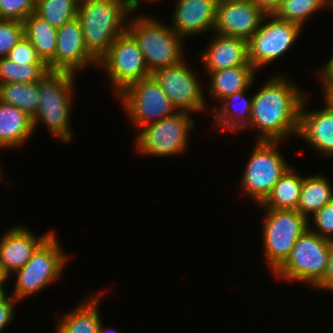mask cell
I'll return each mask as SVG.
<instances>
[{"label": "cell", "instance_id": "cell-5", "mask_svg": "<svg viewBox=\"0 0 333 333\" xmlns=\"http://www.w3.org/2000/svg\"><path fill=\"white\" fill-rule=\"evenodd\" d=\"M59 245L55 233L52 232L37 247L28 262L14 273L17 281L12 296L17 301L35 295L61 276L68 258Z\"/></svg>", "mask_w": 333, "mask_h": 333}, {"label": "cell", "instance_id": "cell-27", "mask_svg": "<svg viewBox=\"0 0 333 333\" xmlns=\"http://www.w3.org/2000/svg\"><path fill=\"white\" fill-rule=\"evenodd\" d=\"M0 100L33 119L38 108L39 91L36 83H4L0 84Z\"/></svg>", "mask_w": 333, "mask_h": 333}, {"label": "cell", "instance_id": "cell-38", "mask_svg": "<svg viewBox=\"0 0 333 333\" xmlns=\"http://www.w3.org/2000/svg\"><path fill=\"white\" fill-rule=\"evenodd\" d=\"M283 0H254V3L266 14H274Z\"/></svg>", "mask_w": 333, "mask_h": 333}, {"label": "cell", "instance_id": "cell-22", "mask_svg": "<svg viewBox=\"0 0 333 333\" xmlns=\"http://www.w3.org/2000/svg\"><path fill=\"white\" fill-rule=\"evenodd\" d=\"M22 23L24 36L35 48L38 56L48 66L49 70H55L57 29L35 12L29 15Z\"/></svg>", "mask_w": 333, "mask_h": 333}, {"label": "cell", "instance_id": "cell-13", "mask_svg": "<svg viewBox=\"0 0 333 333\" xmlns=\"http://www.w3.org/2000/svg\"><path fill=\"white\" fill-rule=\"evenodd\" d=\"M151 75L177 111L201 113L205 110L207 102L202 86L184 60L155 70Z\"/></svg>", "mask_w": 333, "mask_h": 333}, {"label": "cell", "instance_id": "cell-8", "mask_svg": "<svg viewBox=\"0 0 333 333\" xmlns=\"http://www.w3.org/2000/svg\"><path fill=\"white\" fill-rule=\"evenodd\" d=\"M192 119L189 112L178 111L170 117L145 125L134 141L136 150L155 157L183 153L188 145V133L195 125Z\"/></svg>", "mask_w": 333, "mask_h": 333}, {"label": "cell", "instance_id": "cell-18", "mask_svg": "<svg viewBox=\"0 0 333 333\" xmlns=\"http://www.w3.org/2000/svg\"><path fill=\"white\" fill-rule=\"evenodd\" d=\"M308 97L305 96L299 118L298 136L307 141L313 149L324 156L333 155V108L325 101L326 106L321 110L306 111ZM305 108V109H304ZM320 151V152H319Z\"/></svg>", "mask_w": 333, "mask_h": 333}, {"label": "cell", "instance_id": "cell-19", "mask_svg": "<svg viewBox=\"0 0 333 333\" xmlns=\"http://www.w3.org/2000/svg\"><path fill=\"white\" fill-rule=\"evenodd\" d=\"M214 35V39L210 40L205 51L199 55L207 74L221 69L251 65L247 40L216 33Z\"/></svg>", "mask_w": 333, "mask_h": 333}, {"label": "cell", "instance_id": "cell-15", "mask_svg": "<svg viewBox=\"0 0 333 333\" xmlns=\"http://www.w3.org/2000/svg\"><path fill=\"white\" fill-rule=\"evenodd\" d=\"M98 60L87 50L82 25L78 17L57 29L55 70L75 73Z\"/></svg>", "mask_w": 333, "mask_h": 333}, {"label": "cell", "instance_id": "cell-11", "mask_svg": "<svg viewBox=\"0 0 333 333\" xmlns=\"http://www.w3.org/2000/svg\"><path fill=\"white\" fill-rule=\"evenodd\" d=\"M98 66L105 70L115 96L131 83L151 76L137 41L128 31L110 45Z\"/></svg>", "mask_w": 333, "mask_h": 333}, {"label": "cell", "instance_id": "cell-29", "mask_svg": "<svg viewBox=\"0 0 333 333\" xmlns=\"http://www.w3.org/2000/svg\"><path fill=\"white\" fill-rule=\"evenodd\" d=\"M79 0H42L35 6V13L58 29L78 14Z\"/></svg>", "mask_w": 333, "mask_h": 333}, {"label": "cell", "instance_id": "cell-26", "mask_svg": "<svg viewBox=\"0 0 333 333\" xmlns=\"http://www.w3.org/2000/svg\"><path fill=\"white\" fill-rule=\"evenodd\" d=\"M331 186L330 181L323 174L304 177L297 211L305 216L308 222H311L310 215L318 212L333 200Z\"/></svg>", "mask_w": 333, "mask_h": 333}, {"label": "cell", "instance_id": "cell-32", "mask_svg": "<svg viewBox=\"0 0 333 333\" xmlns=\"http://www.w3.org/2000/svg\"><path fill=\"white\" fill-rule=\"evenodd\" d=\"M34 12L35 5L31 0H0V19L23 22Z\"/></svg>", "mask_w": 333, "mask_h": 333}, {"label": "cell", "instance_id": "cell-34", "mask_svg": "<svg viewBox=\"0 0 333 333\" xmlns=\"http://www.w3.org/2000/svg\"><path fill=\"white\" fill-rule=\"evenodd\" d=\"M6 57L16 63L45 64L25 36L17 42Z\"/></svg>", "mask_w": 333, "mask_h": 333}, {"label": "cell", "instance_id": "cell-14", "mask_svg": "<svg viewBox=\"0 0 333 333\" xmlns=\"http://www.w3.org/2000/svg\"><path fill=\"white\" fill-rule=\"evenodd\" d=\"M266 15L253 1L218 0L213 30L217 35L248 41Z\"/></svg>", "mask_w": 333, "mask_h": 333}, {"label": "cell", "instance_id": "cell-33", "mask_svg": "<svg viewBox=\"0 0 333 333\" xmlns=\"http://www.w3.org/2000/svg\"><path fill=\"white\" fill-rule=\"evenodd\" d=\"M312 216L316 229L313 230L310 225H308V229L322 238L333 240V200Z\"/></svg>", "mask_w": 333, "mask_h": 333}, {"label": "cell", "instance_id": "cell-4", "mask_svg": "<svg viewBox=\"0 0 333 333\" xmlns=\"http://www.w3.org/2000/svg\"><path fill=\"white\" fill-rule=\"evenodd\" d=\"M127 31L137 41L151 74L155 70L179 64L184 60L183 38L170 25H164L149 15H139L128 20Z\"/></svg>", "mask_w": 333, "mask_h": 333}, {"label": "cell", "instance_id": "cell-24", "mask_svg": "<svg viewBox=\"0 0 333 333\" xmlns=\"http://www.w3.org/2000/svg\"><path fill=\"white\" fill-rule=\"evenodd\" d=\"M246 92L240 91L232 95L227 96L220 103L222 105L215 106L213 110L214 120L216 126L220 129H228L230 131L237 132L238 130L245 129L248 126L251 120V110H252V96L246 98ZM235 102V103H234ZM238 105H235V104ZM237 108H236V107ZM239 112V113H238Z\"/></svg>", "mask_w": 333, "mask_h": 333}, {"label": "cell", "instance_id": "cell-36", "mask_svg": "<svg viewBox=\"0 0 333 333\" xmlns=\"http://www.w3.org/2000/svg\"><path fill=\"white\" fill-rule=\"evenodd\" d=\"M313 288L333 292V240H331L330 256L325 274Z\"/></svg>", "mask_w": 333, "mask_h": 333}, {"label": "cell", "instance_id": "cell-12", "mask_svg": "<svg viewBox=\"0 0 333 333\" xmlns=\"http://www.w3.org/2000/svg\"><path fill=\"white\" fill-rule=\"evenodd\" d=\"M269 18L271 21H264ZM259 29L248 40L250 64L258 70L284 55L296 41L302 28L274 14H267Z\"/></svg>", "mask_w": 333, "mask_h": 333}, {"label": "cell", "instance_id": "cell-9", "mask_svg": "<svg viewBox=\"0 0 333 333\" xmlns=\"http://www.w3.org/2000/svg\"><path fill=\"white\" fill-rule=\"evenodd\" d=\"M281 141H257L247 161L241 189L261 204L290 167L276 147Z\"/></svg>", "mask_w": 333, "mask_h": 333}, {"label": "cell", "instance_id": "cell-28", "mask_svg": "<svg viewBox=\"0 0 333 333\" xmlns=\"http://www.w3.org/2000/svg\"><path fill=\"white\" fill-rule=\"evenodd\" d=\"M333 7V0H283L274 15L303 28L305 21L323 7Z\"/></svg>", "mask_w": 333, "mask_h": 333}, {"label": "cell", "instance_id": "cell-1", "mask_svg": "<svg viewBox=\"0 0 333 333\" xmlns=\"http://www.w3.org/2000/svg\"><path fill=\"white\" fill-rule=\"evenodd\" d=\"M252 96L251 128H258L256 141H284L298 134L300 109L305 94L292 81L273 75Z\"/></svg>", "mask_w": 333, "mask_h": 333}, {"label": "cell", "instance_id": "cell-41", "mask_svg": "<svg viewBox=\"0 0 333 333\" xmlns=\"http://www.w3.org/2000/svg\"><path fill=\"white\" fill-rule=\"evenodd\" d=\"M102 325H103V323L101 321V323L99 325V331H98V333H119L118 331L113 330L111 328L104 329V327Z\"/></svg>", "mask_w": 333, "mask_h": 333}, {"label": "cell", "instance_id": "cell-20", "mask_svg": "<svg viewBox=\"0 0 333 333\" xmlns=\"http://www.w3.org/2000/svg\"><path fill=\"white\" fill-rule=\"evenodd\" d=\"M33 133L32 118L0 100V148L20 147Z\"/></svg>", "mask_w": 333, "mask_h": 333}, {"label": "cell", "instance_id": "cell-43", "mask_svg": "<svg viewBox=\"0 0 333 333\" xmlns=\"http://www.w3.org/2000/svg\"><path fill=\"white\" fill-rule=\"evenodd\" d=\"M33 3H34V5L36 6L39 2H41L42 0H31Z\"/></svg>", "mask_w": 333, "mask_h": 333}, {"label": "cell", "instance_id": "cell-10", "mask_svg": "<svg viewBox=\"0 0 333 333\" xmlns=\"http://www.w3.org/2000/svg\"><path fill=\"white\" fill-rule=\"evenodd\" d=\"M117 96L139 130L178 112L152 75L131 83Z\"/></svg>", "mask_w": 333, "mask_h": 333}, {"label": "cell", "instance_id": "cell-39", "mask_svg": "<svg viewBox=\"0 0 333 333\" xmlns=\"http://www.w3.org/2000/svg\"><path fill=\"white\" fill-rule=\"evenodd\" d=\"M10 277L4 272V270L0 267V288H4V283L7 282V280Z\"/></svg>", "mask_w": 333, "mask_h": 333}, {"label": "cell", "instance_id": "cell-16", "mask_svg": "<svg viewBox=\"0 0 333 333\" xmlns=\"http://www.w3.org/2000/svg\"><path fill=\"white\" fill-rule=\"evenodd\" d=\"M53 232L37 237L26 227L9 228L0 237V267L9 276H13L31 258L37 247Z\"/></svg>", "mask_w": 333, "mask_h": 333}, {"label": "cell", "instance_id": "cell-31", "mask_svg": "<svg viewBox=\"0 0 333 333\" xmlns=\"http://www.w3.org/2000/svg\"><path fill=\"white\" fill-rule=\"evenodd\" d=\"M23 36L24 26L22 22L0 19V58L6 57Z\"/></svg>", "mask_w": 333, "mask_h": 333}, {"label": "cell", "instance_id": "cell-7", "mask_svg": "<svg viewBox=\"0 0 333 333\" xmlns=\"http://www.w3.org/2000/svg\"><path fill=\"white\" fill-rule=\"evenodd\" d=\"M263 251L274 273L289 257L297 239L308 230V219L297 210L265 209Z\"/></svg>", "mask_w": 333, "mask_h": 333}, {"label": "cell", "instance_id": "cell-3", "mask_svg": "<svg viewBox=\"0 0 333 333\" xmlns=\"http://www.w3.org/2000/svg\"><path fill=\"white\" fill-rule=\"evenodd\" d=\"M74 73L69 71L48 70L35 83L39 91L38 108L32 119L34 132L37 125L43 123L48 132L62 142L73 137L70 130Z\"/></svg>", "mask_w": 333, "mask_h": 333}, {"label": "cell", "instance_id": "cell-21", "mask_svg": "<svg viewBox=\"0 0 333 333\" xmlns=\"http://www.w3.org/2000/svg\"><path fill=\"white\" fill-rule=\"evenodd\" d=\"M255 72L258 71L252 65H241L209 72V93L212 98H215L214 100L217 99L219 102L236 92L248 91L256 79Z\"/></svg>", "mask_w": 333, "mask_h": 333}, {"label": "cell", "instance_id": "cell-30", "mask_svg": "<svg viewBox=\"0 0 333 333\" xmlns=\"http://www.w3.org/2000/svg\"><path fill=\"white\" fill-rule=\"evenodd\" d=\"M48 70L46 64L16 63L7 57H1L0 84L13 82L35 83Z\"/></svg>", "mask_w": 333, "mask_h": 333}, {"label": "cell", "instance_id": "cell-2", "mask_svg": "<svg viewBox=\"0 0 333 333\" xmlns=\"http://www.w3.org/2000/svg\"><path fill=\"white\" fill-rule=\"evenodd\" d=\"M140 1L79 0L77 17L82 25L84 43L97 60L119 35L127 31L128 13L135 12Z\"/></svg>", "mask_w": 333, "mask_h": 333}, {"label": "cell", "instance_id": "cell-23", "mask_svg": "<svg viewBox=\"0 0 333 333\" xmlns=\"http://www.w3.org/2000/svg\"><path fill=\"white\" fill-rule=\"evenodd\" d=\"M101 294L90 296L85 302L76 306L69 313L62 315L56 326V333H98L101 323L98 303Z\"/></svg>", "mask_w": 333, "mask_h": 333}, {"label": "cell", "instance_id": "cell-35", "mask_svg": "<svg viewBox=\"0 0 333 333\" xmlns=\"http://www.w3.org/2000/svg\"><path fill=\"white\" fill-rule=\"evenodd\" d=\"M16 302L17 300L11 294L0 303V333L13 320L14 303Z\"/></svg>", "mask_w": 333, "mask_h": 333}, {"label": "cell", "instance_id": "cell-42", "mask_svg": "<svg viewBox=\"0 0 333 333\" xmlns=\"http://www.w3.org/2000/svg\"><path fill=\"white\" fill-rule=\"evenodd\" d=\"M4 289L0 288V303L8 296Z\"/></svg>", "mask_w": 333, "mask_h": 333}, {"label": "cell", "instance_id": "cell-25", "mask_svg": "<svg viewBox=\"0 0 333 333\" xmlns=\"http://www.w3.org/2000/svg\"><path fill=\"white\" fill-rule=\"evenodd\" d=\"M297 173L290 166L273 186L271 193L258 207L275 210H297L304 179L302 175L300 176Z\"/></svg>", "mask_w": 333, "mask_h": 333}, {"label": "cell", "instance_id": "cell-37", "mask_svg": "<svg viewBox=\"0 0 333 333\" xmlns=\"http://www.w3.org/2000/svg\"><path fill=\"white\" fill-rule=\"evenodd\" d=\"M320 71V79L321 85L323 86V91H331L333 90V55L329 59L328 63L321 68Z\"/></svg>", "mask_w": 333, "mask_h": 333}, {"label": "cell", "instance_id": "cell-6", "mask_svg": "<svg viewBox=\"0 0 333 333\" xmlns=\"http://www.w3.org/2000/svg\"><path fill=\"white\" fill-rule=\"evenodd\" d=\"M330 246V240L306 230L295 242L289 257L273 275L287 281H304L314 287L325 274Z\"/></svg>", "mask_w": 333, "mask_h": 333}, {"label": "cell", "instance_id": "cell-40", "mask_svg": "<svg viewBox=\"0 0 333 333\" xmlns=\"http://www.w3.org/2000/svg\"><path fill=\"white\" fill-rule=\"evenodd\" d=\"M325 96V101H327L333 108V90L331 91H324L323 92Z\"/></svg>", "mask_w": 333, "mask_h": 333}, {"label": "cell", "instance_id": "cell-17", "mask_svg": "<svg viewBox=\"0 0 333 333\" xmlns=\"http://www.w3.org/2000/svg\"><path fill=\"white\" fill-rule=\"evenodd\" d=\"M172 24L183 39L194 34L213 31L218 0H176Z\"/></svg>", "mask_w": 333, "mask_h": 333}]
</instances>
